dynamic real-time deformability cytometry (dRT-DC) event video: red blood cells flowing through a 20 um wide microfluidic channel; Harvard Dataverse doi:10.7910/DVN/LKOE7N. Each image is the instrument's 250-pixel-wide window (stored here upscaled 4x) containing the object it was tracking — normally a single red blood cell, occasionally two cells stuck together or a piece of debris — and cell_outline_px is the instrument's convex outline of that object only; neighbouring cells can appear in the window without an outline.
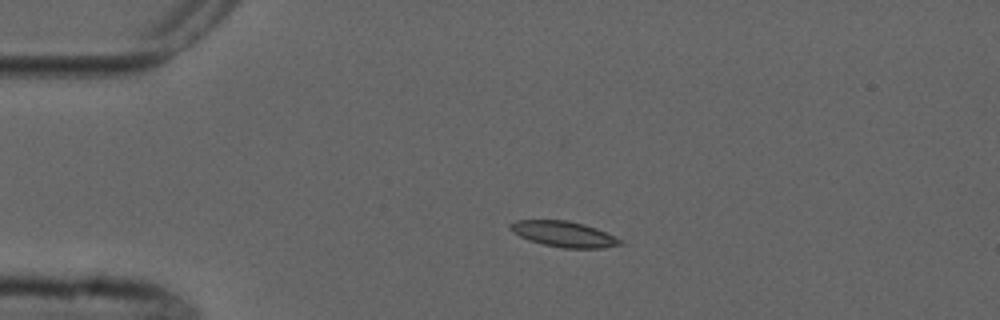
{"species": "common noctule bat (a hibernating species)", "species_latin": "Nyctalus noctula", "temperature_condition": "cold", "stored_images_in_passage": 5, "segment_of_instrument_passage": [1, 2], "camera_frame_rate_fps": 3000, "um_per_image_px": 0.085, "animal": {"sex": "male", "forearm_length_mm": 52.5}, "frame": {"image": 1, "passage_image": 3, "time_ms": 2.667, "image_size_px": [1000, 320], "cell_outline_px": [[624, 244], [604, 248], [564, 248], [544, 244], [528, 240], [512, 232], [508, 228], [508, 224], [516, 220], [568, 220], [584, 224], [596, 228], [624, 240]], "centroid_in_image_um": [47.93, 19.89], "position_along_channel_um": 37.1, "area_um2": 16.59}}